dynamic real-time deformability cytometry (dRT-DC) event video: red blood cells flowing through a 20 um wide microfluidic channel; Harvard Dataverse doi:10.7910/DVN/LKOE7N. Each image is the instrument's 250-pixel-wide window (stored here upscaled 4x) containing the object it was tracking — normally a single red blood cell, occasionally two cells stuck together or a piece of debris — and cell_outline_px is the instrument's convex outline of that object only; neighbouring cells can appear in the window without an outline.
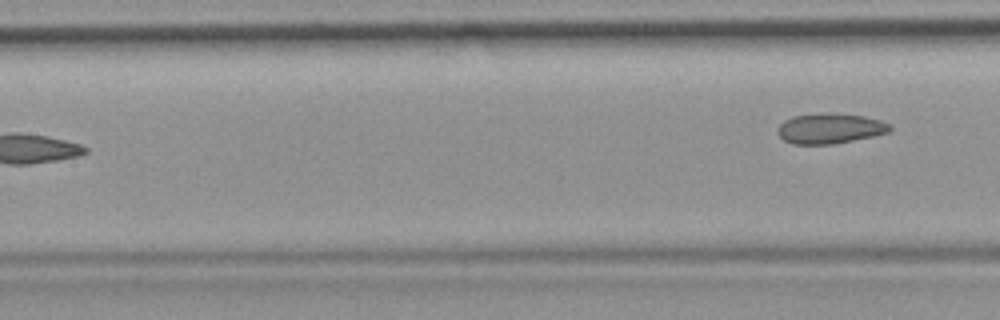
{"species": "common noctule bat (a hibernating species)", "species_latin": "Nyctalus noctula", "temperature_condition": "room temperature", "stored_images_in_passage": 7, "segment_of_instrument_passage": [2, 2], "camera_frame_rate_fps": 3000, "um_per_image_px": 0.085, "animal": {"sex": "female", "body_mass_g": 19.9}, "frame": {"image": 1, "passage_image": 7, "time_ms": 2.0, "image_size_px": [1000, 320], "cell_outline_px": [[892, 128], [888, 132], [872, 136], [832, 144], [792, 144], [784, 140], [776, 132], [776, 128], [784, 120], [792, 116], [864, 116], [880, 120], [892, 124]], "centroid_in_image_um": [70.53, 10.97], "position_along_channel_um": 136.9, "area_um2": 18.84}}